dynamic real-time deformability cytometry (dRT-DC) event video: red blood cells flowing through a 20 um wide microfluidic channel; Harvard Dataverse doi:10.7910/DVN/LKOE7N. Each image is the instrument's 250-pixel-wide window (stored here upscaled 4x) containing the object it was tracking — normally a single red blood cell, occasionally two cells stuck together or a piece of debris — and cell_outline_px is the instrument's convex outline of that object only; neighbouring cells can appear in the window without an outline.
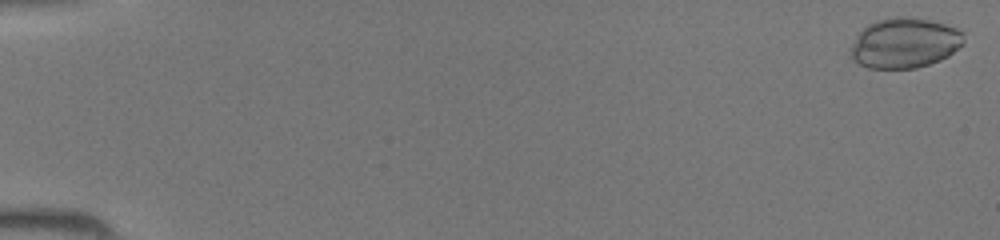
{"species": "common noctule bat (a hibernating species)", "species_latin": "Nyctalus noctula", "temperature_condition": "room temperature", "stored_images_in_passage": 46, "camera_frame_rate_fps": 3000, "um_per_image_px": 0.085, "animal": {"sex": "female", "body_mass_g": 19.5, "forearm_length_mm": 54.1}, "frame": {"image": 1, "passage_image": 1, "time_ms": 0.0, "image_size_px": [1000, 240], "cell_outline_px": [[964, 44], [948, 56], [940, 60], [916, 68], [868, 68], [860, 64], [852, 56], [852, 44], [856, 36], [868, 24], [876, 20], [896, 16], [908, 16], [928, 20], [944, 24], [956, 28], [964, 32]], "centroid_in_image_um": [76.93, 3.64], "position_along_channel_um": 8.1, "area_um2": 32.95}}